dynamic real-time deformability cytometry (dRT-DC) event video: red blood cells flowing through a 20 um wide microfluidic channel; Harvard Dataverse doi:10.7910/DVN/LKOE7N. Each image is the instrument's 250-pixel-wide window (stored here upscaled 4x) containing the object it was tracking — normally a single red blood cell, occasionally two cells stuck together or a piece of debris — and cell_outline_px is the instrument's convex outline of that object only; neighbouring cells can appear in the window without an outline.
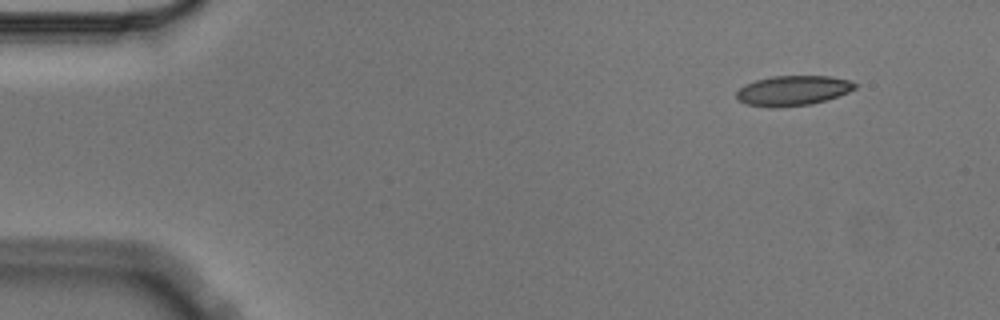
{"species": "Egyptian fruit bat (a non-hibernating species)", "species_latin": "Rousettus aegyptiacus", "temperature_condition": "cold", "stored_images_in_passage": 4, "camera_frame_rate_fps": 3000, "um_per_image_px": 0.085, "animal": {"sex": "male"}, "frame": {"image": 1, "passage_image": 1, "time_ms": 0.0, "image_size_px": [1000, 320], "cell_outline_px": [[860, 84], [856, 88], [848, 92], [812, 104], [772, 108], [768, 108], [748, 104], [736, 100], [736, 92], [744, 84], [756, 80], [772, 76], [832, 76], [848, 80]], "centroid_in_image_um": [67.38, 7.7], "position_along_channel_um": 17.6, "area_um2": 20.81}}
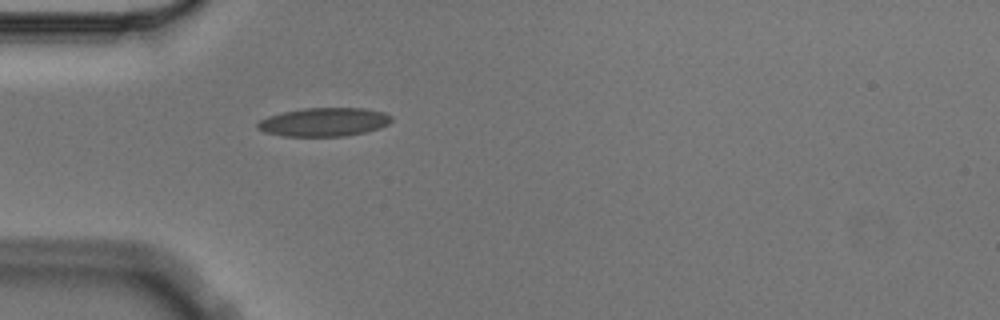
{"frame": {"image": 2, "passage_image": 4, "time_ms": 1.0, "image_size_px": [1000, 320], "cell_outline_px": [[392, 120], [388, 124], [380, 128], [364, 132], [344, 136], [284, 136], [264, 132], [256, 128], [256, 124], [260, 120], [268, 116], [284, 112], [304, 108], [364, 108], [384, 112], [392, 116]], "centroid_in_image_um": [27.54, 10.37], "position_along_channel_um": 57.5, "area_um2": 22.31}}